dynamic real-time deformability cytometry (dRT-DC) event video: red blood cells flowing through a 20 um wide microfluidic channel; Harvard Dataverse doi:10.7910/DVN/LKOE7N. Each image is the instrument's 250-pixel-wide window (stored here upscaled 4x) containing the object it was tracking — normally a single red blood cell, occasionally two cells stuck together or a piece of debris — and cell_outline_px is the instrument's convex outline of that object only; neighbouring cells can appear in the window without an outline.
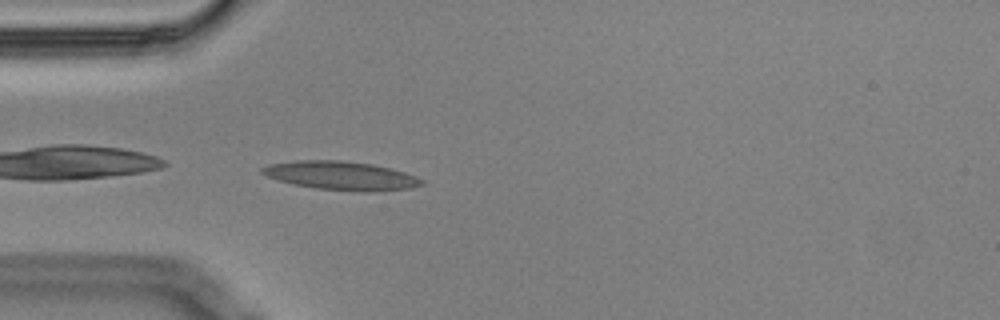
{"species": "Egyptian fruit bat (a non-hibernating species)", "species_latin": "Rousettus aegyptiacus", "temperature_condition": "cold", "stored_images_in_passage": 42, "camera_frame_rate_fps": 3000, "um_per_image_px": 0.085, "animal": {"sex": "male"}, "frame": {"image": 1, "passage_image": 1, "time_ms": 0.0, "image_size_px": [1000, 320], "cell_outline_px": [[424, 184], [412, 188], [372, 192], [364, 192], [316, 188], [292, 184], [276, 180], [260, 172], [260, 168], [268, 164], [292, 160], [340, 160], [372, 164], [404, 172], [416, 176], [424, 180]], "centroid_in_image_um": [28.97, 14.93], "position_along_channel_um": 56.0, "area_um2": 26.82}}
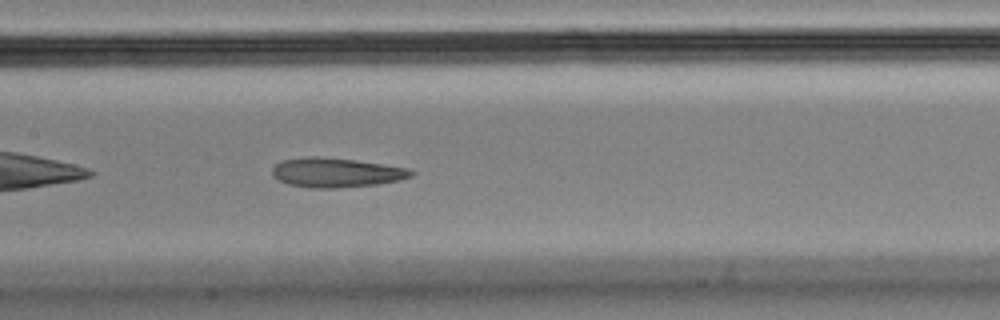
{"frame": {"image": 2, "passage_image": 12, "time_ms": 3.667, "image_size_px": [1000, 320], "cell_outline_px": [[416, 172], [412, 176], [400, 180], [376, 184], [336, 188], [312, 188], [288, 184], [276, 180], [272, 176], [272, 168], [276, 164], [284, 160], [308, 156], [316, 156], [356, 160], [384, 164], [408, 168]], "centroid_in_image_um": [28.57, 14.67], "position_along_channel_um": 178.8, "area_um2": 23.93}}
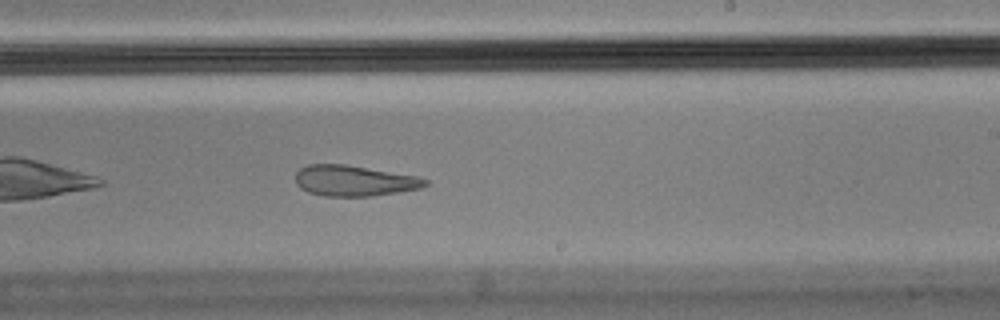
{"frame": {"image": 3, "passage_image": 19, "time_ms": 6.0, "image_size_px": [1000, 320], "cell_outline_px": [[428, 184], [420, 188], [372, 196], [324, 196], [308, 192], [300, 188], [296, 184], [296, 172], [300, 168], [308, 164], [344, 164], [416, 176], [428, 180]], "centroid_in_image_um": [30.06, 15.36], "position_along_channel_um": 258.9, "area_um2": 23.06}, "authors_computed_cell_mechanics": {"area_um2": 25.6343, "velocity_mm_per_s": 3.452, "shape_relaxation_time_tau1_ms": null, "shape_relaxation_time_tau2_ms": 3.2316, "deformation_change_tau1": null, "deformation_change_tau2": 0.1038}}